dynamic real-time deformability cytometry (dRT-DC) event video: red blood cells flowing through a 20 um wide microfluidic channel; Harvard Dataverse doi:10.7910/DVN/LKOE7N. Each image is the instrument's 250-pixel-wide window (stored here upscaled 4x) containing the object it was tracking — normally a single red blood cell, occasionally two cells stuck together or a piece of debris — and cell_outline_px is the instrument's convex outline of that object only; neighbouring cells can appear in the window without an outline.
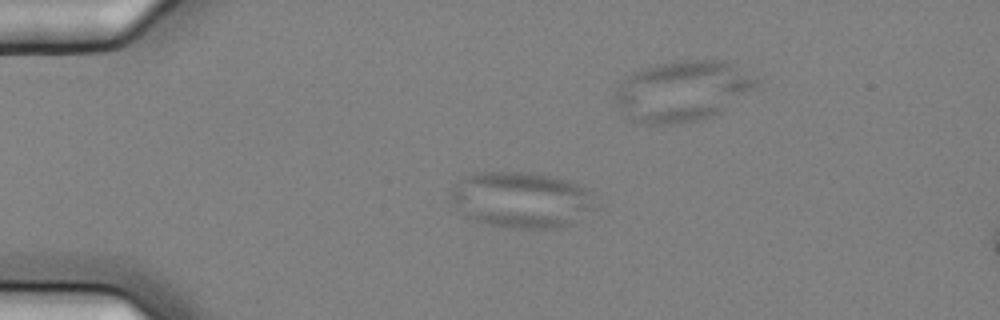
{"species": "common noctule bat (a hibernating species)", "species_latin": "Nyctalus noctula", "temperature_condition": "cold", "stored_images_in_passage": 7, "camera_frame_rate_fps": 3000, "um_per_image_px": 0.085, "animal": {"sex": "female", "body_mass_g": 25.1}, "frame": {"image": 1, "passage_image": 5, "time_ms": 1.333, "image_size_px": [1000, 320], "cell_outline_px": [[596, 208], [572, 224], [560, 228], [512, 228], [488, 224], [472, 220], [464, 216], [452, 196], [452, 188], [464, 176], [472, 172], [528, 172], [552, 176], [568, 180], [584, 188], [588, 192]], "centroid_in_image_um": [44.32, 16.99], "position_along_channel_um": 40.7, "area_um2": 46.93}}